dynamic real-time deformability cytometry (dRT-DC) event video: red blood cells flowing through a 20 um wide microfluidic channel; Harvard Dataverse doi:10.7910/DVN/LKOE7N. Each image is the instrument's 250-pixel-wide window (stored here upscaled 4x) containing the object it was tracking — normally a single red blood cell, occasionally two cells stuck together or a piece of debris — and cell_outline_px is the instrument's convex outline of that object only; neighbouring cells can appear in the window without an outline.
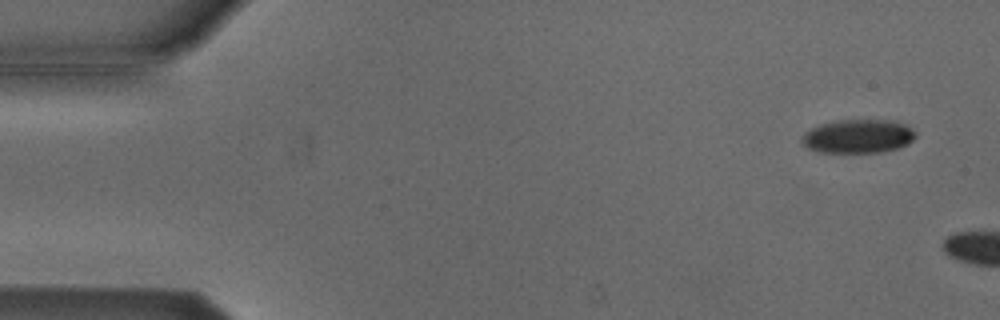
{"species": "Egyptian fruit bat (a non-hibernating species)", "species_latin": "Rousettus aegyptiacus", "temperature_condition": "cold", "stored_images_in_passage": 3, "camera_frame_rate_fps": 3000, "um_per_image_px": 0.085, "animal": {"sex": "male"}, "frame": {"image": 1, "passage_image": 1, "time_ms": 0.0, "image_size_px": [1000, 320], "cell_outline_px": [[916, 136], [908, 144], [896, 148], [880, 152], [820, 152], [808, 148], [800, 140], [800, 136], [804, 132], [820, 124], [836, 120], [892, 120], [904, 124], [912, 128], [916, 132]], "centroid_in_image_um": [72.92, 11.57], "position_along_channel_um": 12.1, "area_um2": 22.37}}